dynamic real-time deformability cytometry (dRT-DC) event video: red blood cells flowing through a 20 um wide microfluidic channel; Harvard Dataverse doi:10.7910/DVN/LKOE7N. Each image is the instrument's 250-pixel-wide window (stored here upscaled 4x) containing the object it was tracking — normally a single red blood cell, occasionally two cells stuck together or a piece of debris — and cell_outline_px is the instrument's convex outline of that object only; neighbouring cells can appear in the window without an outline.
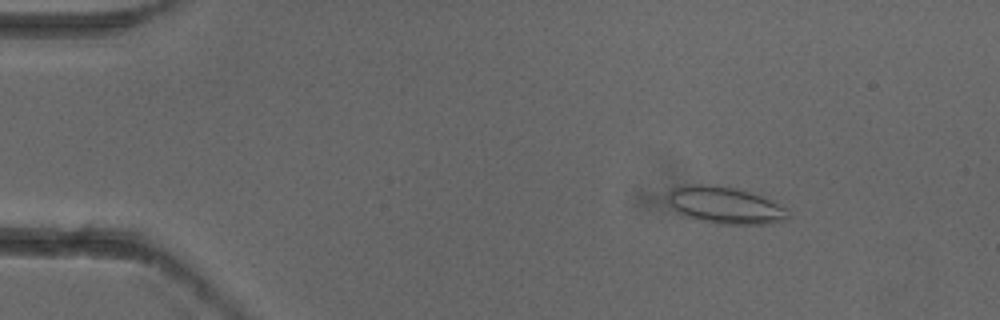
{"species": "common noctule bat (a hibernating species)", "species_latin": "Nyctalus noctula", "temperature_condition": "cold", "stored_images_in_passage": 8, "camera_frame_rate_fps": 3000, "um_per_image_px": 0.085, "animal": {"sex": "female"}, "frame": {"image": 1, "passage_image": 2, "time_ms": 0.333, "image_size_px": [1000, 320], "cell_outline_px": [[792, 216], [784, 220], [772, 224], [716, 224], [684, 216], [676, 212], [668, 200], [668, 196], [672, 188], [692, 184], [704, 184], [736, 188], [760, 192], [788, 208]], "centroid_in_image_um": [61.75, 17.44], "position_along_channel_um": 23.2, "area_um2": 26.7}}
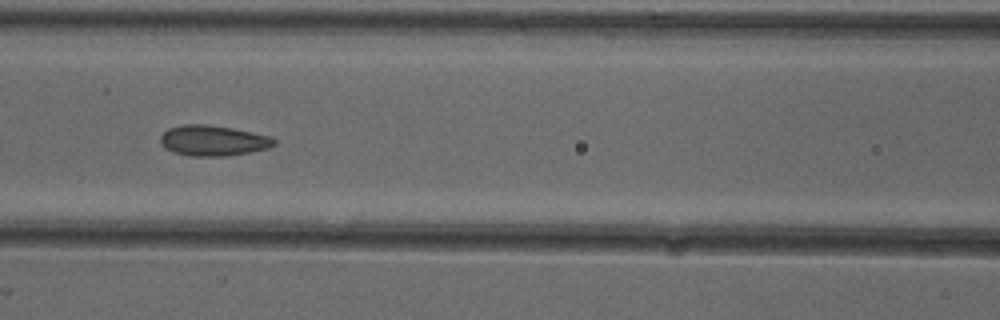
{"frame": {"image": 2, "passage_image": 6, "time_ms": 1.667, "image_size_px": [1000, 320], "cell_outline_px": [[276, 144], [268, 148], [252, 152], [224, 156], [188, 156], [164, 148], [160, 144], [160, 136], [168, 128], [184, 124], [204, 124], [232, 128], [272, 136], [276, 140]], "centroid_in_image_um": [18.12, 11.95], "position_along_channel_um": 148.5, "area_um2": 20.35}}
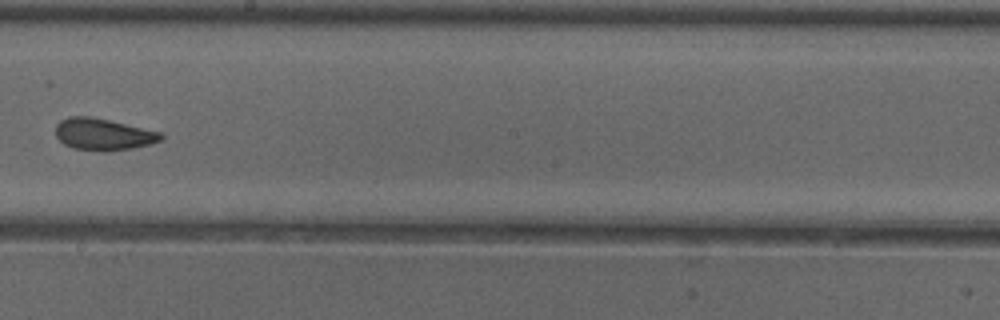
{"frame": {"image": 3, "passage_image": 8, "time_ms": 2.333, "image_size_px": [1000, 320], "cell_outline_px": [[164, 140], [132, 148], [104, 152], [72, 148], [64, 144], [56, 136], [56, 124], [60, 120], [68, 116], [88, 116], [108, 120], [160, 132], [164, 136]], "centroid_in_image_um": [8.75, 11.42], "position_along_channel_um": 239.5, "area_um2": 19.48}}